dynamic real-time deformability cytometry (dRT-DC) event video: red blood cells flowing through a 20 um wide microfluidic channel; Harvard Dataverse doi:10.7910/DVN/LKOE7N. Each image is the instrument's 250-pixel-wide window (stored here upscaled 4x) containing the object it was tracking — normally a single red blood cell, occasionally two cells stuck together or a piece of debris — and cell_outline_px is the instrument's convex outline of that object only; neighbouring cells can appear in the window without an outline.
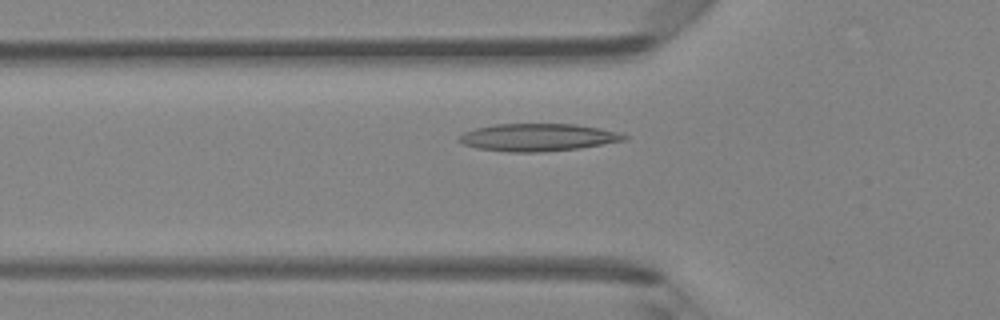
{"species": "Egyptian fruit bat (a non-hibernating species)", "species_latin": "Rousettus aegyptiacus", "temperature_condition": "room temperature", "stored_images_in_passage": 35, "camera_frame_rate_fps": 3000, "um_per_image_px": 0.085, "animal": {"sex": "female"}, "frame": {"image": 1, "passage_image": 7, "time_ms": 2.0, "image_size_px": [1000, 320], "cell_outline_px": [[628, 136], [624, 140], [580, 148], [540, 152], [508, 152], [476, 148], [464, 144], [456, 140], [464, 132], [476, 128], [496, 124], [576, 124], [600, 128], [616, 132]], "centroid_in_image_um": [45.68, 11.68], "position_along_channel_um": 80.1, "area_um2": 26.3}}
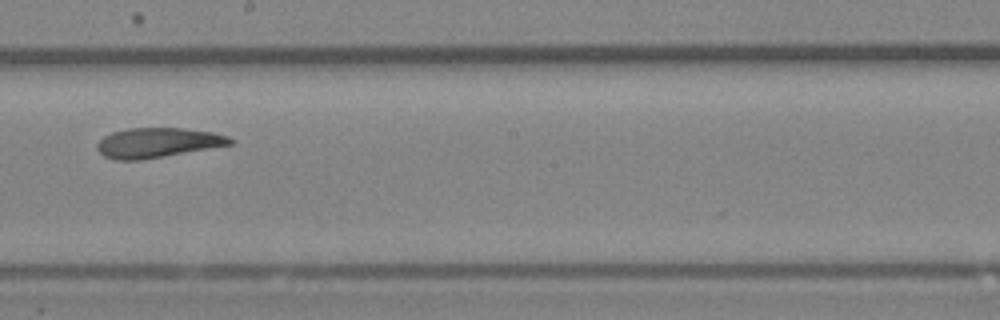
{"frame": {"image": 2, "passage_image": 18, "time_ms": 5.667, "image_size_px": [1000, 320], "cell_outline_px": [[236, 140], [232, 144], [164, 156], [140, 160], [116, 160], [104, 156], [96, 148], [96, 144], [104, 136], [112, 132], [128, 128], [184, 128], [212, 132], [228, 136]], "centroid_in_image_um": [13.39, 12.12], "position_along_channel_um": 234.8, "area_um2": 23.0}}
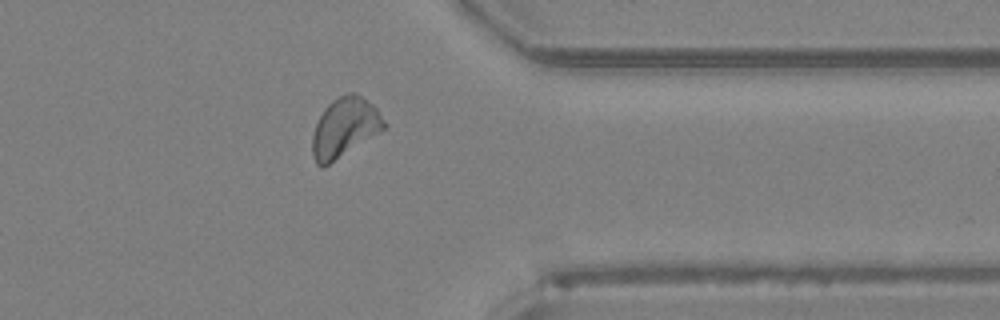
{"frame": {"image": 3, "passage_image": 29, "time_ms": 9.333, "image_size_px": [1000, 320], "cell_outline_px": [[388, 128], [324, 168], [320, 168], [316, 164], [312, 156], [312, 136], [316, 124], [324, 108], [332, 100], [348, 92], [356, 92], [372, 104], [376, 108], [388, 124]], "centroid_in_image_um": [29.32, 10.87], "position_along_channel_um": 382.1, "area_um2": 25.37}}